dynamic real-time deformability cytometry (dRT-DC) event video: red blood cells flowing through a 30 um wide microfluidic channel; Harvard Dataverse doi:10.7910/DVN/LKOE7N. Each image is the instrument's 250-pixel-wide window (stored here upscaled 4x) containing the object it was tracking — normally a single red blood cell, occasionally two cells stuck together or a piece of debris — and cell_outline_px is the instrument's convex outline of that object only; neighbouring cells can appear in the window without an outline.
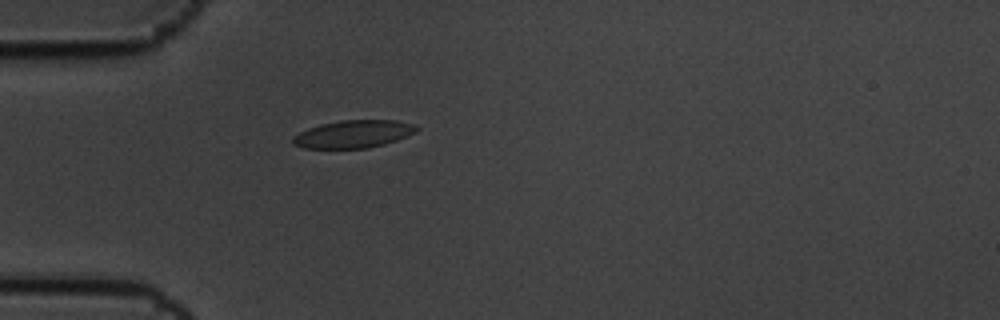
{"species": "common noctule bat (a hibernating species)", "species_latin": "Nyctalus noctula", "temperature_condition": "cold", "stored_images_in_passage": 1, "camera_frame_rate_fps": 3000, "um_per_image_px": 0.085, "animal": {"sex": "male", "body_mass_g": 19.5, "forearm_length_mm": 54.6}, "frame": {"image": 1, "passage_image": 1, "time_ms": 0.0, "image_size_px": [1000, 320], "cell_outline_px": [[420, 128], [416, 132], [408, 136], [384, 144], [368, 148], [304, 148], [292, 144], [292, 136], [308, 128], [320, 124], [340, 120], [396, 120], [412, 124]], "centroid_in_image_um": [30.03, 11.39], "position_along_channel_um": 55.0, "area_um2": 20.0}}